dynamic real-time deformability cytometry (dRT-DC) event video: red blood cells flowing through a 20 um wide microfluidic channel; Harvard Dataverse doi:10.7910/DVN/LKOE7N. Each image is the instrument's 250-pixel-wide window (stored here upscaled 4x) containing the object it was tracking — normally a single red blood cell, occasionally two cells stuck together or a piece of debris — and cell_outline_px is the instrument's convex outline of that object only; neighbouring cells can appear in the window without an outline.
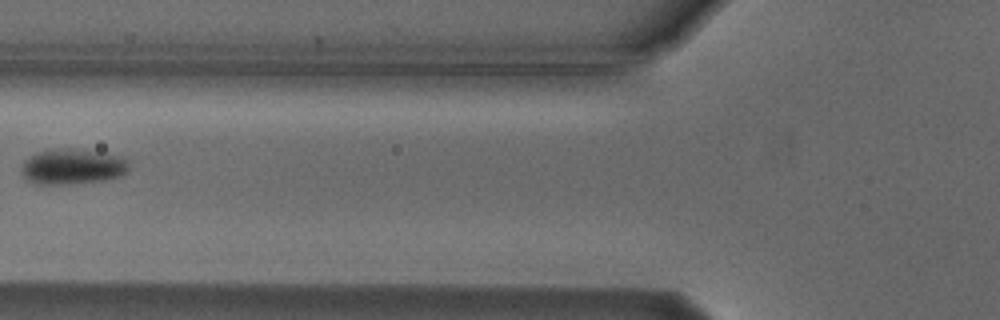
{"species": "Egyptian fruit bat (a non-hibernating species)", "species_latin": "Rousettus aegyptiacus", "temperature_condition": "cold", "stored_images_in_passage": 3, "camera_frame_rate_fps": 3000, "um_per_image_px": 0.085, "animal": {"sex": "male"}, "frame": {"image": 1, "passage_image": 3, "time_ms": 2.333, "image_size_px": [1000, 320], "cell_outline_px": [[128, 168], [120, 176], [104, 180], [76, 184], [36, 184], [24, 180], [20, 172], [20, 164], [28, 156], [48, 148], [76, 148], [104, 152], [124, 156], [128, 160]], "centroid_in_image_um": [6.1, 14.14], "position_along_channel_um": 119.7, "area_um2": 23.06}}